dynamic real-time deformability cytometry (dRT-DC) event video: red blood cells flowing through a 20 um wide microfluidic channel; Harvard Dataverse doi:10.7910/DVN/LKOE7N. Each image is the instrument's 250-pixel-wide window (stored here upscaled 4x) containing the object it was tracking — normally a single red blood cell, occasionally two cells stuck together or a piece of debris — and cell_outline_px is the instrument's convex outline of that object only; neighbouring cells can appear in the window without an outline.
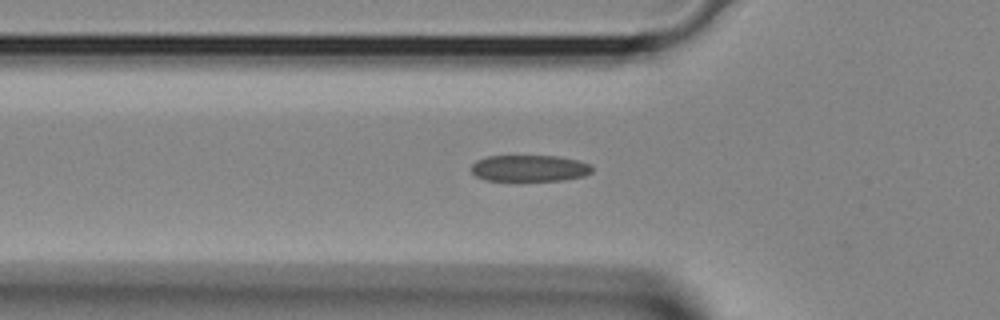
{"species": "Egyptian fruit bat (a non-hibernating species)", "species_latin": "Rousettus aegyptiacus", "temperature_condition": "room temperature", "stored_images_in_passage": 6, "camera_frame_rate_fps": 3000, "um_per_image_px": 0.085, "animal": {"sex": "female"}, "frame": {"image": 1, "passage_image": 3, "time_ms": 0.667, "image_size_px": [1000, 320], "cell_outline_px": [[592, 172], [584, 176], [560, 180], [484, 180], [476, 176], [468, 168], [476, 160], [488, 156], [556, 156], [576, 160], [588, 164], [592, 168]], "centroid_in_image_um": [44.94, 14.3], "position_along_channel_um": 80.9, "area_um2": 18.5}}
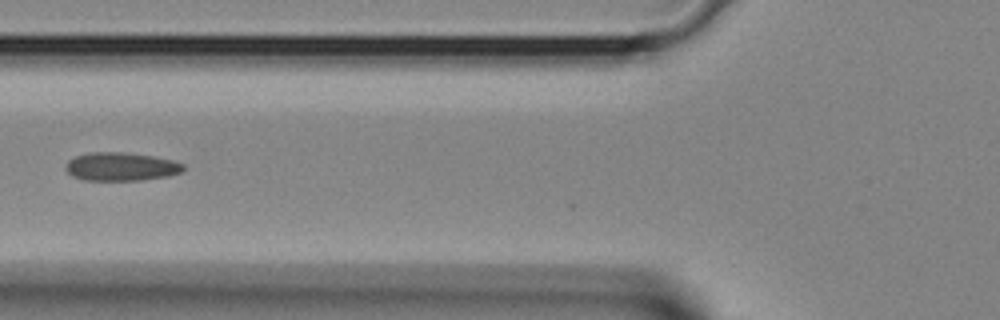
{"frame": {"image": 2, "passage_image": 5, "time_ms": 1.333, "image_size_px": [1000, 320], "cell_outline_px": [[184, 168], [180, 172], [168, 176], [140, 180], [84, 180], [72, 176], [64, 168], [68, 160], [76, 156], [92, 152], [120, 152], [152, 156], [172, 160], [184, 164]], "centroid_in_image_um": [10.26, 14.16], "position_along_channel_um": 115.5, "area_um2": 19.31}}